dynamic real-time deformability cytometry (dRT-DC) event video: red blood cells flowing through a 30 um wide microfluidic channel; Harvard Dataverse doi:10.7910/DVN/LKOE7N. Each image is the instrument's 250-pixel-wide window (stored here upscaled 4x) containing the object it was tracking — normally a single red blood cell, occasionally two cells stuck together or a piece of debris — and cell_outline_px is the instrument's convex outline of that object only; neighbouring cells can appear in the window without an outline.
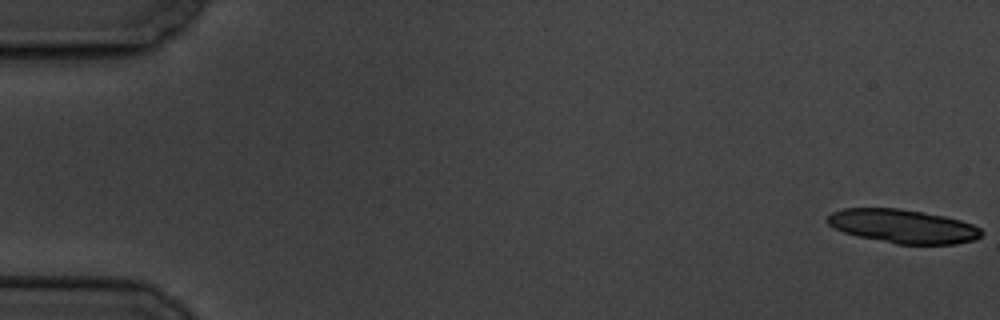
{"species": "common noctule bat (a hibernating species)", "species_latin": "Nyctalus noctula", "temperature_condition": "cold", "stored_images_in_passage": 12, "camera_frame_rate_fps": 3000, "um_per_image_px": 0.085, "animal": {"sex": "male", "body_mass_g": 19.5, "forearm_length_mm": 54.6}, "frame": {"image": 1, "passage_image": 1, "time_ms": 0.0, "image_size_px": [1000, 320], "cell_outline_px": [[984, 232], [980, 236], [972, 240], [956, 244], [896, 244], [860, 236], [844, 232], [828, 224], [824, 220], [832, 212], [844, 208], [900, 208], [924, 212], [944, 216], [960, 220], [972, 224], [980, 228]], "centroid_in_image_um": [76.75, 19.22], "position_along_channel_um": 8.2, "area_um2": 30.17}}
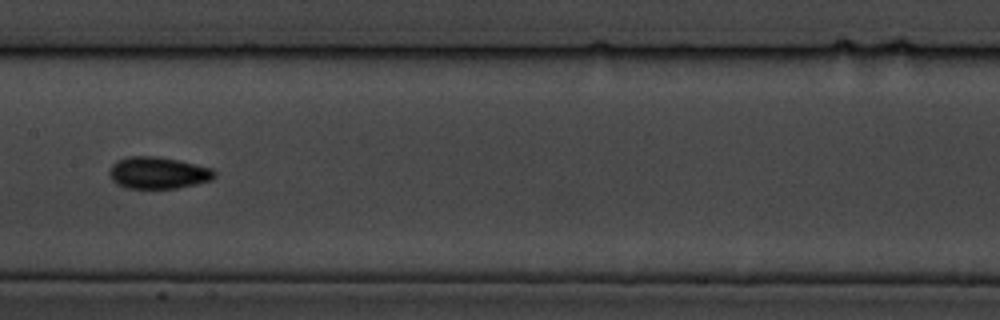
{"frame": {"image": 2, "passage_image": 9, "time_ms": 10.0, "image_size_px": [1000, 320], "cell_outline_px": [[216, 176], [212, 180], [176, 188], [124, 188], [116, 184], [112, 180], [108, 172], [112, 164], [116, 160], [128, 156], [156, 156], [176, 160], [212, 168], [216, 172]], "centroid_in_image_um": [13.4, 14.69], "position_along_channel_um": 194.0, "area_um2": 19.54}}
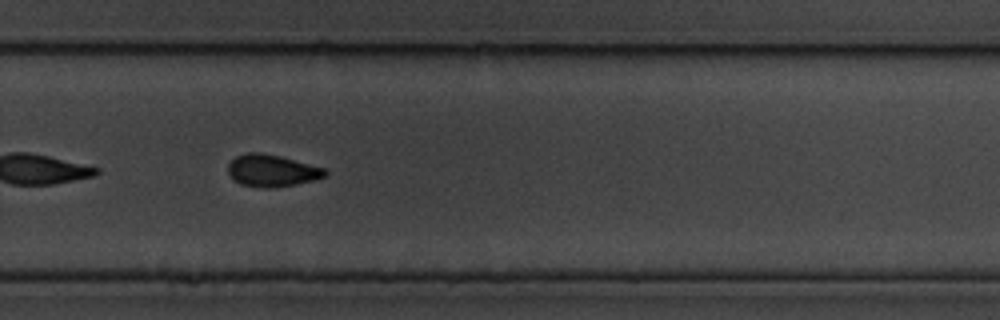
{"frame": {"image": 3, "passage_image": 12, "time_ms": 13.333, "image_size_px": [1000, 320], "cell_outline_px": [[328, 172], [324, 176], [312, 180], [296, 184], [272, 188], [260, 188], [240, 184], [228, 172], [228, 164], [236, 156], [244, 152], [260, 152], [280, 156], [324, 168]], "centroid_in_image_um": [23.08, 14.5], "position_along_channel_um": 306.7, "area_um2": 17.98}}